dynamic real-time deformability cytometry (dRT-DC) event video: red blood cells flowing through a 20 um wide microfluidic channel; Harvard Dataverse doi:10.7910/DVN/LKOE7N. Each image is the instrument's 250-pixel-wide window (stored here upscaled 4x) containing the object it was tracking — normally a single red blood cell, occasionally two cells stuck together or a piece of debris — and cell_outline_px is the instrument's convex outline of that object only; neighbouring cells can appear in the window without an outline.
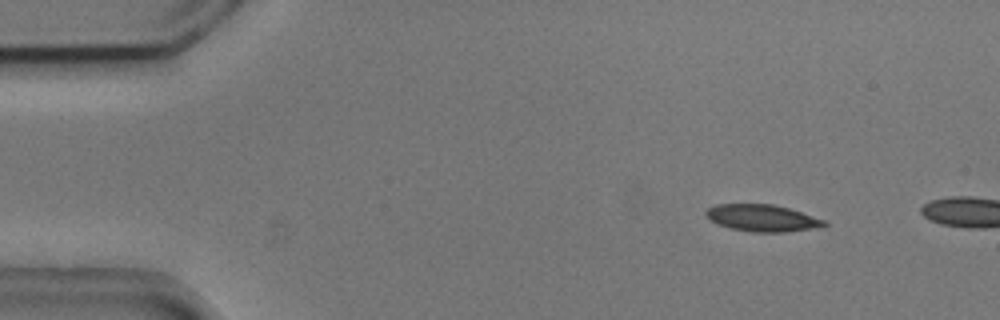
{"species": "common noctule bat (a hibernating species)", "species_latin": "Nyctalus noctula", "temperature_condition": "cold", "stored_images_in_passage": 5, "segment_of_instrument_passage": [2, 2], "camera_frame_rate_fps": 3000, "um_per_image_px": 0.085, "animal": {"sex": "male", "body_mass_g": 20.5, "forearm_length_mm": 52.5}, "frame": {"image": 1, "passage_image": 5, "time_ms": 1.333, "image_size_px": [1000, 320], "cell_outline_px": [[828, 224], [824, 228], [784, 232], [752, 232], [732, 228], [716, 224], [704, 212], [708, 208], [716, 204], [772, 204], [788, 208], [828, 220]], "centroid_in_image_um": [64.89, 18.54], "position_along_channel_um": 20.1, "area_um2": 18.73}}